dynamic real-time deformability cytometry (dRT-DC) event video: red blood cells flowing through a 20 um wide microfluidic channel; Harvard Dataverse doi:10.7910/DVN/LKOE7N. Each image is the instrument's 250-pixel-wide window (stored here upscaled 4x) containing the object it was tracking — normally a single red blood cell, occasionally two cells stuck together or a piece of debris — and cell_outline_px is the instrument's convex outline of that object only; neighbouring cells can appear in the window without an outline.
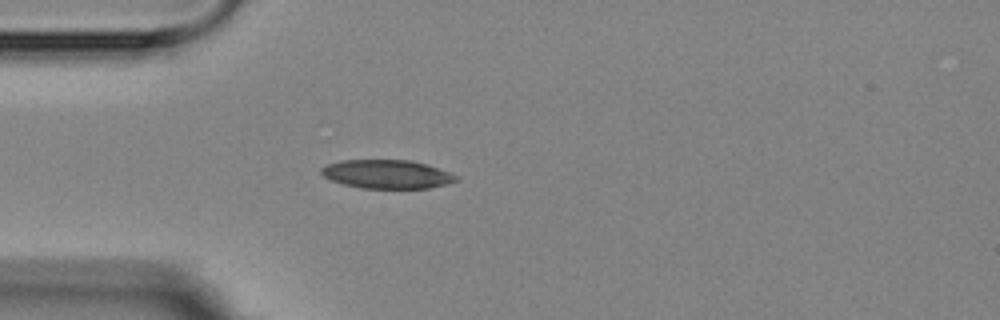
{"species": "Egyptian fruit bat (a non-hibernating species)", "species_latin": "Rousettus aegyptiacus", "temperature_condition": "room temperature", "stored_images_in_passage": 1, "camera_frame_rate_fps": 3000, "um_per_image_px": 0.085, "animal": {"sex": "female"}, "frame": {"image": 1, "passage_image": 1, "time_ms": 0.0, "image_size_px": [1000, 320], "cell_outline_px": [[460, 180], [428, 188], [360, 188], [344, 184], [332, 180], [324, 176], [320, 172], [320, 168], [328, 164], [340, 160], [412, 160], [428, 164], [460, 176]], "centroid_in_image_um": [32.92, 14.79], "position_along_channel_um": 52.1, "area_um2": 22.6}}